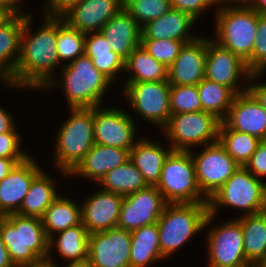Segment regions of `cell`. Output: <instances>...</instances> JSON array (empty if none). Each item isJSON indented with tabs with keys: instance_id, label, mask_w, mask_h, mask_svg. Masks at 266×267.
<instances>
[{
	"instance_id": "6da1fadb",
	"label": "cell",
	"mask_w": 266,
	"mask_h": 267,
	"mask_svg": "<svg viewBox=\"0 0 266 267\" xmlns=\"http://www.w3.org/2000/svg\"><path fill=\"white\" fill-rule=\"evenodd\" d=\"M44 22L38 30L27 34L31 30L32 15L26 13V19L21 36L20 54L14 77L5 85L43 89L54 77L53 70L59 61L57 52L58 17L45 16ZM30 29V30H29Z\"/></svg>"
},
{
	"instance_id": "7a4b0ae2",
	"label": "cell",
	"mask_w": 266,
	"mask_h": 267,
	"mask_svg": "<svg viewBox=\"0 0 266 267\" xmlns=\"http://www.w3.org/2000/svg\"><path fill=\"white\" fill-rule=\"evenodd\" d=\"M0 236L16 267L38 265L49 255L41 218L17 213L0 216Z\"/></svg>"
},
{
	"instance_id": "3957f363",
	"label": "cell",
	"mask_w": 266,
	"mask_h": 267,
	"mask_svg": "<svg viewBox=\"0 0 266 267\" xmlns=\"http://www.w3.org/2000/svg\"><path fill=\"white\" fill-rule=\"evenodd\" d=\"M213 219L208 203H167L157 221L162 255L167 258L174 254Z\"/></svg>"
},
{
	"instance_id": "277c9868",
	"label": "cell",
	"mask_w": 266,
	"mask_h": 267,
	"mask_svg": "<svg viewBox=\"0 0 266 267\" xmlns=\"http://www.w3.org/2000/svg\"><path fill=\"white\" fill-rule=\"evenodd\" d=\"M61 71L63 78L59 81L53 79L45 90L57 85L62 86L70 109L101 105L103 94L112 81L98 71L91 58L85 54L81 55L74 61L65 63Z\"/></svg>"
},
{
	"instance_id": "5b68a950",
	"label": "cell",
	"mask_w": 266,
	"mask_h": 267,
	"mask_svg": "<svg viewBox=\"0 0 266 267\" xmlns=\"http://www.w3.org/2000/svg\"><path fill=\"white\" fill-rule=\"evenodd\" d=\"M232 0H223L222 6H217L216 35L213 40L219 46L230 50L246 61L252 54L256 37L258 12L251 8L244 0H233L240 5L228 6Z\"/></svg>"
},
{
	"instance_id": "8992f818",
	"label": "cell",
	"mask_w": 266,
	"mask_h": 267,
	"mask_svg": "<svg viewBox=\"0 0 266 267\" xmlns=\"http://www.w3.org/2000/svg\"><path fill=\"white\" fill-rule=\"evenodd\" d=\"M70 117L57 132L55 163L67 176L95 145L94 107L69 109Z\"/></svg>"
},
{
	"instance_id": "52a82bcc",
	"label": "cell",
	"mask_w": 266,
	"mask_h": 267,
	"mask_svg": "<svg viewBox=\"0 0 266 267\" xmlns=\"http://www.w3.org/2000/svg\"><path fill=\"white\" fill-rule=\"evenodd\" d=\"M242 209L244 216L266 211V182L239 166L224 185L208 200L209 213L219 207Z\"/></svg>"
},
{
	"instance_id": "ba28073f",
	"label": "cell",
	"mask_w": 266,
	"mask_h": 267,
	"mask_svg": "<svg viewBox=\"0 0 266 267\" xmlns=\"http://www.w3.org/2000/svg\"><path fill=\"white\" fill-rule=\"evenodd\" d=\"M156 188L167 203H208L200 191L190 151L169 154Z\"/></svg>"
},
{
	"instance_id": "9c48e42d",
	"label": "cell",
	"mask_w": 266,
	"mask_h": 267,
	"mask_svg": "<svg viewBox=\"0 0 266 267\" xmlns=\"http://www.w3.org/2000/svg\"><path fill=\"white\" fill-rule=\"evenodd\" d=\"M221 120L206 111L171 114L162 129L175 151H191L194 146L218 141Z\"/></svg>"
},
{
	"instance_id": "30bf717a",
	"label": "cell",
	"mask_w": 266,
	"mask_h": 267,
	"mask_svg": "<svg viewBox=\"0 0 266 267\" xmlns=\"http://www.w3.org/2000/svg\"><path fill=\"white\" fill-rule=\"evenodd\" d=\"M126 100L144 120L163 129L169 122L170 84L166 81L124 82Z\"/></svg>"
},
{
	"instance_id": "8fae6325",
	"label": "cell",
	"mask_w": 266,
	"mask_h": 267,
	"mask_svg": "<svg viewBox=\"0 0 266 267\" xmlns=\"http://www.w3.org/2000/svg\"><path fill=\"white\" fill-rule=\"evenodd\" d=\"M191 156L201 193L209 200L240 166L219 141L204 145L200 154Z\"/></svg>"
},
{
	"instance_id": "7c38bea8",
	"label": "cell",
	"mask_w": 266,
	"mask_h": 267,
	"mask_svg": "<svg viewBox=\"0 0 266 267\" xmlns=\"http://www.w3.org/2000/svg\"><path fill=\"white\" fill-rule=\"evenodd\" d=\"M259 75H262L261 72L252 73L238 55L207 38L204 78L230 88L237 95L248 91L246 86L242 89L237 87L239 78L251 82L259 78Z\"/></svg>"
},
{
	"instance_id": "4fadbf2b",
	"label": "cell",
	"mask_w": 266,
	"mask_h": 267,
	"mask_svg": "<svg viewBox=\"0 0 266 267\" xmlns=\"http://www.w3.org/2000/svg\"><path fill=\"white\" fill-rule=\"evenodd\" d=\"M208 267H253L245 258L240 222L226 221L207 235Z\"/></svg>"
},
{
	"instance_id": "5bb4252c",
	"label": "cell",
	"mask_w": 266,
	"mask_h": 267,
	"mask_svg": "<svg viewBox=\"0 0 266 267\" xmlns=\"http://www.w3.org/2000/svg\"><path fill=\"white\" fill-rule=\"evenodd\" d=\"M167 202L156 186L124 196L117 227L134 231L143 226L157 223Z\"/></svg>"
},
{
	"instance_id": "9a60e30c",
	"label": "cell",
	"mask_w": 266,
	"mask_h": 267,
	"mask_svg": "<svg viewBox=\"0 0 266 267\" xmlns=\"http://www.w3.org/2000/svg\"><path fill=\"white\" fill-rule=\"evenodd\" d=\"M102 108V109H101ZM130 114L116 108L94 107V142L127 149L129 152L136 144L135 121Z\"/></svg>"
},
{
	"instance_id": "2e32d148",
	"label": "cell",
	"mask_w": 266,
	"mask_h": 267,
	"mask_svg": "<svg viewBox=\"0 0 266 267\" xmlns=\"http://www.w3.org/2000/svg\"><path fill=\"white\" fill-rule=\"evenodd\" d=\"M131 232L118 227L89 234L92 267H130Z\"/></svg>"
},
{
	"instance_id": "e0dca14e",
	"label": "cell",
	"mask_w": 266,
	"mask_h": 267,
	"mask_svg": "<svg viewBox=\"0 0 266 267\" xmlns=\"http://www.w3.org/2000/svg\"><path fill=\"white\" fill-rule=\"evenodd\" d=\"M123 8V0H80L61 17L80 32L101 31Z\"/></svg>"
},
{
	"instance_id": "ac0fdd59",
	"label": "cell",
	"mask_w": 266,
	"mask_h": 267,
	"mask_svg": "<svg viewBox=\"0 0 266 267\" xmlns=\"http://www.w3.org/2000/svg\"><path fill=\"white\" fill-rule=\"evenodd\" d=\"M207 38L199 36L184 44L179 55L167 68L170 85H197L205 75Z\"/></svg>"
},
{
	"instance_id": "d6986e66",
	"label": "cell",
	"mask_w": 266,
	"mask_h": 267,
	"mask_svg": "<svg viewBox=\"0 0 266 267\" xmlns=\"http://www.w3.org/2000/svg\"><path fill=\"white\" fill-rule=\"evenodd\" d=\"M124 196L100 189L82 203V224L89 234L117 227Z\"/></svg>"
},
{
	"instance_id": "ffe728a7",
	"label": "cell",
	"mask_w": 266,
	"mask_h": 267,
	"mask_svg": "<svg viewBox=\"0 0 266 267\" xmlns=\"http://www.w3.org/2000/svg\"><path fill=\"white\" fill-rule=\"evenodd\" d=\"M41 168L32 157L18 163L0 182V216L16 213Z\"/></svg>"
},
{
	"instance_id": "44dd1931",
	"label": "cell",
	"mask_w": 266,
	"mask_h": 267,
	"mask_svg": "<svg viewBox=\"0 0 266 267\" xmlns=\"http://www.w3.org/2000/svg\"><path fill=\"white\" fill-rule=\"evenodd\" d=\"M223 121L231 129L266 140V110L249 91L234 97Z\"/></svg>"
},
{
	"instance_id": "7402d4cb",
	"label": "cell",
	"mask_w": 266,
	"mask_h": 267,
	"mask_svg": "<svg viewBox=\"0 0 266 267\" xmlns=\"http://www.w3.org/2000/svg\"><path fill=\"white\" fill-rule=\"evenodd\" d=\"M129 158L127 149L95 144L68 175H82L99 184L108 172L123 165Z\"/></svg>"
},
{
	"instance_id": "603a6c76",
	"label": "cell",
	"mask_w": 266,
	"mask_h": 267,
	"mask_svg": "<svg viewBox=\"0 0 266 267\" xmlns=\"http://www.w3.org/2000/svg\"><path fill=\"white\" fill-rule=\"evenodd\" d=\"M195 22L196 20L188 13L171 9L141 27V40L170 39L190 43L199 37L189 33V29L195 25Z\"/></svg>"
},
{
	"instance_id": "cb8c5ba5",
	"label": "cell",
	"mask_w": 266,
	"mask_h": 267,
	"mask_svg": "<svg viewBox=\"0 0 266 267\" xmlns=\"http://www.w3.org/2000/svg\"><path fill=\"white\" fill-rule=\"evenodd\" d=\"M101 33L107 39L112 51L124 61L137 46L141 45V26L124 9L102 27Z\"/></svg>"
},
{
	"instance_id": "d4e9b609",
	"label": "cell",
	"mask_w": 266,
	"mask_h": 267,
	"mask_svg": "<svg viewBox=\"0 0 266 267\" xmlns=\"http://www.w3.org/2000/svg\"><path fill=\"white\" fill-rule=\"evenodd\" d=\"M25 19L26 12L19 11L0 28V79L4 84L14 77Z\"/></svg>"
},
{
	"instance_id": "484cf974",
	"label": "cell",
	"mask_w": 266,
	"mask_h": 267,
	"mask_svg": "<svg viewBox=\"0 0 266 267\" xmlns=\"http://www.w3.org/2000/svg\"><path fill=\"white\" fill-rule=\"evenodd\" d=\"M160 144L159 141L151 142L146 139H140L136 141V144L130 150L129 159L142 173L149 186L157 185L163 165L173 151L171 147L167 150Z\"/></svg>"
},
{
	"instance_id": "4316f807",
	"label": "cell",
	"mask_w": 266,
	"mask_h": 267,
	"mask_svg": "<svg viewBox=\"0 0 266 267\" xmlns=\"http://www.w3.org/2000/svg\"><path fill=\"white\" fill-rule=\"evenodd\" d=\"M237 220L242 228L245 258L257 267L266 258V211L242 215Z\"/></svg>"
},
{
	"instance_id": "83f0119b",
	"label": "cell",
	"mask_w": 266,
	"mask_h": 267,
	"mask_svg": "<svg viewBox=\"0 0 266 267\" xmlns=\"http://www.w3.org/2000/svg\"><path fill=\"white\" fill-rule=\"evenodd\" d=\"M163 258L157 223L131 232L130 267H146Z\"/></svg>"
},
{
	"instance_id": "f1b7e54d",
	"label": "cell",
	"mask_w": 266,
	"mask_h": 267,
	"mask_svg": "<svg viewBox=\"0 0 266 267\" xmlns=\"http://www.w3.org/2000/svg\"><path fill=\"white\" fill-rule=\"evenodd\" d=\"M91 34V36H89ZM84 54L92 59L94 66L112 82L117 73L125 72V61L112 51L110 44L101 31L85 35Z\"/></svg>"
},
{
	"instance_id": "f546056e",
	"label": "cell",
	"mask_w": 266,
	"mask_h": 267,
	"mask_svg": "<svg viewBox=\"0 0 266 267\" xmlns=\"http://www.w3.org/2000/svg\"><path fill=\"white\" fill-rule=\"evenodd\" d=\"M45 234L50 239L54 234L82 223V207L70 198L57 197L41 218Z\"/></svg>"
},
{
	"instance_id": "4dcf8cb0",
	"label": "cell",
	"mask_w": 266,
	"mask_h": 267,
	"mask_svg": "<svg viewBox=\"0 0 266 267\" xmlns=\"http://www.w3.org/2000/svg\"><path fill=\"white\" fill-rule=\"evenodd\" d=\"M55 181L41 171L32 181L29 191L23 200L20 209L16 212L22 216H44L47 208L59 197L55 188Z\"/></svg>"
},
{
	"instance_id": "1f68e13d",
	"label": "cell",
	"mask_w": 266,
	"mask_h": 267,
	"mask_svg": "<svg viewBox=\"0 0 266 267\" xmlns=\"http://www.w3.org/2000/svg\"><path fill=\"white\" fill-rule=\"evenodd\" d=\"M131 75L124 82H155L167 80V68L154 59L142 45L137 46L125 61Z\"/></svg>"
},
{
	"instance_id": "d6a6232c",
	"label": "cell",
	"mask_w": 266,
	"mask_h": 267,
	"mask_svg": "<svg viewBox=\"0 0 266 267\" xmlns=\"http://www.w3.org/2000/svg\"><path fill=\"white\" fill-rule=\"evenodd\" d=\"M59 236V237H58ZM56 242L57 252L69 262L83 261L88 259L89 251V233L81 223L70 227L64 231L58 232L57 239L52 236L49 239V255L53 245Z\"/></svg>"
},
{
	"instance_id": "836d02e7",
	"label": "cell",
	"mask_w": 266,
	"mask_h": 267,
	"mask_svg": "<svg viewBox=\"0 0 266 267\" xmlns=\"http://www.w3.org/2000/svg\"><path fill=\"white\" fill-rule=\"evenodd\" d=\"M99 183L102 190L121 194L123 196L145 189L149 185L142 173L129 159L123 165L108 172Z\"/></svg>"
},
{
	"instance_id": "e575fe53",
	"label": "cell",
	"mask_w": 266,
	"mask_h": 267,
	"mask_svg": "<svg viewBox=\"0 0 266 267\" xmlns=\"http://www.w3.org/2000/svg\"><path fill=\"white\" fill-rule=\"evenodd\" d=\"M202 110L212 113L223 121L228 115L236 94L228 87L203 78L198 84Z\"/></svg>"
},
{
	"instance_id": "d590c367",
	"label": "cell",
	"mask_w": 266,
	"mask_h": 267,
	"mask_svg": "<svg viewBox=\"0 0 266 267\" xmlns=\"http://www.w3.org/2000/svg\"><path fill=\"white\" fill-rule=\"evenodd\" d=\"M218 141L240 166H245L261 142L255 136L231 129L224 121L219 126Z\"/></svg>"
},
{
	"instance_id": "8d00e7d4",
	"label": "cell",
	"mask_w": 266,
	"mask_h": 267,
	"mask_svg": "<svg viewBox=\"0 0 266 267\" xmlns=\"http://www.w3.org/2000/svg\"><path fill=\"white\" fill-rule=\"evenodd\" d=\"M85 35L70 26L62 17H58L57 52L59 61L72 62L84 55Z\"/></svg>"
},
{
	"instance_id": "74e56055",
	"label": "cell",
	"mask_w": 266,
	"mask_h": 267,
	"mask_svg": "<svg viewBox=\"0 0 266 267\" xmlns=\"http://www.w3.org/2000/svg\"><path fill=\"white\" fill-rule=\"evenodd\" d=\"M123 8L141 27L172 9L171 0H123Z\"/></svg>"
},
{
	"instance_id": "f35d334b",
	"label": "cell",
	"mask_w": 266,
	"mask_h": 267,
	"mask_svg": "<svg viewBox=\"0 0 266 267\" xmlns=\"http://www.w3.org/2000/svg\"><path fill=\"white\" fill-rule=\"evenodd\" d=\"M170 110L171 114L201 111L197 85H171Z\"/></svg>"
},
{
	"instance_id": "ab89813d",
	"label": "cell",
	"mask_w": 266,
	"mask_h": 267,
	"mask_svg": "<svg viewBox=\"0 0 266 267\" xmlns=\"http://www.w3.org/2000/svg\"><path fill=\"white\" fill-rule=\"evenodd\" d=\"M184 44L186 43L170 39L141 40L144 49L166 68L174 62Z\"/></svg>"
},
{
	"instance_id": "60d3db41",
	"label": "cell",
	"mask_w": 266,
	"mask_h": 267,
	"mask_svg": "<svg viewBox=\"0 0 266 267\" xmlns=\"http://www.w3.org/2000/svg\"><path fill=\"white\" fill-rule=\"evenodd\" d=\"M256 33L252 54L245 62L252 73H262L266 70V14L258 13Z\"/></svg>"
},
{
	"instance_id": "b9f144b4",
	"label": "cell",
	"mask_w": 266,
	"mask_h": 267,
	"mask_svg": "<svg viewBox=\"0 0 266 267\" xmlns=\"http://www.w3.org/2000/svg\"><path fill=\"white\" fill-rule=\"evenodd\" d=\"M19 132H6L0 134L1 158H27L30 155L20 149L21 138Z\"/></svg>"
},
{
	"instance_id": "7bdbcfd3",
	"label": "cell",
	"mask_w": 266,
	"mask_h": 267,
	"mask_svg": "<svg viewBox=\"0 0 266 267\" xmlns=\"http://www.w3.org/2000/svg\"><path fill=\"white\" fill-rule=\"evenodd\" d=\"M222 1L223 0H171V7L172 9L188 13L196 20L207 8L209 9V7L216 4L220 5Z\"/></svg>"
},
{
	"instance_id": "ee69618b",
	"label": "cell",
	"mask_w": 266,
	"mask_h": 267,
	"mask_svg": "<svg viewBox=\"0 0 266 267\" xmlns=\"http://www.w3.org/2000/svg\"><path fill=\"white\" fill-rule=\"evenodd\" d=\"M255 177H266V140L261 141L250 160L244 166Z\"/></svg>"
},
{
	"instance_id": "f6af8a7d",
	"label": "cell",
	"mask_w": 266,
	"mask_h": 267,
	"mask_svg": "<svg viewBox=\"0 0 266 267\" xmlns=\"http://www.w3.org/2000/svg\"><path fill=\"white\" fill-rule=\"evenodd\" d=\"M48 4L44 7V14L46 16H57L61 17L66 13L72 6L78 3L80 0H47ZM48 5V6H47Z\"/></svg>"
},
{
	"instance_id": "bcb514c9",
	"label": "cell",
	"mask_w": 266,
	"mask_h": 267,
	"mask_svg": "<svg viewBox=\"0 0 266 267\" xmlns=\"http://www.w3.org/2000/svg\"><path fill=\"white\" fill-rule=\"evenodd\" d=\"M248 91L257 99L260 105L266 110V83H251L247 85Z\"/></svg>"
},
{
	"instance_id": "7dc6e473",
	"label": "cell",
	"mask_w": 266,
	"mask_h": 267,
	"mask_svg": "<svg viewBox=\"0 0 266 267\" xmlns=\"http://www.w3.org/2000/svg\"><path fill=\"white\" fill-rule=\"evenodd\" d=\"M17 132L12 115L0 106V134Z\"/></svg>"
},
{
	"instance_id": "c3c4849f",
	"label": "cell",
	"mask_w": 266,
	"mask_h": 267,
	"mask_svg": "<svg viewBox=\"0 0 266 267\" xmlns=\"http://www.w3.org/2000/svg\"><path fill=\"white\" fill-rule=\"evenodd\" d=\"M26 158H1L0 157V182L11 172V170Z\"/></svg>"
},
{
	"instance_id": "681fc988",
	"label": "cell",
	"mask_w": 266,
	"mask_h": 267,
	"mask_svg": "<svg viewBox=\"0 0 266 267\" xmlns=\"http://www.w3.org/2000/svg\"><path fill=\"white\" fill-rule=\"evenodd\" d=\"M0 267H16L8 253V250L0 236Z\"/></svg>"
},
{
	"instance_id": "f907efd6",
	"label": "cell",
	"mask_w": 266,
	"mask_h": 267,
	"mask_svg": "<svg viewBox=\"0 0 266 267\" xmlns=\"http://www.w3.org/2000/svg\"><path fill=\"white\" fill-rule=\"evenodd\" d=\"M19 11V9H0V28L6 25Z\"/></svg>"
},
{
	"instance_id": "816d5d0a",
	"label": "cell",
	"mask_w": 266,
	"mask_h": 267,
	"mask_svg": "<svg viewBox=\"0 0 266 267\" xmlns=\"http://www.w3.org/2000/svg\"><path fill=\"white\" fill-rule=\"evenodd\" d=\"M251 8L259 14H266V0H244Z\"/></svg>"
},
{
	"instance_id": "f5cc1de1",
	"label": "cell",
	"mask_w": 266,
	"mask_h": 267,
	"mask_svg": "<svg viewBox=\"0 0 266 267\" xmlns=\"http://www.w3.org/2000/svg\"><path fill=\"white\" fill-rule=\"evenodd\" d=\"M0 9H20L12 0H0Z\"/></svg>"
},
{
	"instance_id": "db71d44e",
	"label": "cell",
	"mask_w": 266,
	"mask_h": 267,
	"mask_svg": "<svg viewBox=\"0 0 266 267\" xmlns=\"http://www.w3.org/2000/svg\"><path fill=\"white\" fill-rule=\"evenodd\" d=\"M67 267H92L88 259L83 261L68 262Z\"/></svg>"
},
{
	"instance_id": "11a10c76",
	"label": "cell",
	"mask_w": 266,
	"mask_h": 267,
	"mask_svg": "<svg viewBox=\"0 0 266 267\" xmlns=\"http://www.w3.org/2000/svg\"><path fill=\"white\" fill-rule=\"evenodd\" d=\"M52 256H48L45 262H41L38 265L34 266H25V267H57L56 264L53 263Z\"/></svg>"
},
{
	"instance_id": "9f6ffc18",
	"label": "cell",
	"mask_w": 266,
	"mask_h": 267,
	"mask_svg": "<svg viewBox=\"0 0 266 267\" xmlns=\"http://www.w3.org/2000/svg\"><path fill=\"white\" fill-rule=\"evenodd\" d=\"M257 267H266V258Z\"/></svg>"
},
{
	"instance_id": "6f0895ef",
	"label": "cell",
	"mask_w": 266,
	"mask_h": 267,
	"mask_svg": "<svg viewBox=\"0 0 266 267\" xmlns=\"http://www.w3.org/2000/svg\"><path fill=\"white\" fill-rule=\"evenodd\" d=\"M16 5H18V7H19V5H20V3L19 2H21L22 0H12Z\"/></svg>"
}]
</instances>
